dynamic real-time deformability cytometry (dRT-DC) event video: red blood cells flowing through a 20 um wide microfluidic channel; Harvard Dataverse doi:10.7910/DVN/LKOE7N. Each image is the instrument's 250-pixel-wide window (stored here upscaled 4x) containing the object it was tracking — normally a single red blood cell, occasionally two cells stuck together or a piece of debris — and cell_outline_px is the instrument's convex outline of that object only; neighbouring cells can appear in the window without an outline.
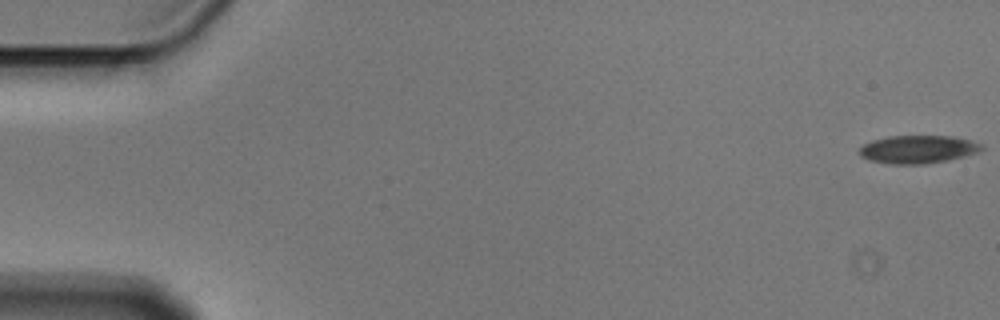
{"species": "Egyptian fruit bat (a non-hibernating species)", "species_latin": "Rousettus aegyptiacus", "temperature_condition": "cold", "stored_images_in_passage": 7, "camera_frame_rate_fps": 3000, "um_per_image_px": 0.085, "animal": {"sex": "male"}, "frame": {"image": 1, "passage_image": 1, "time_ms": 0.0, "image_size_px": [1000, 320], "cell_outline_px": [[984, 148], [976, 152], [964, 156], [948, 160], [924, 164], [888, 164], [868, 160], [860, 156], [860, 148], [864, 144], [872, 140], [888, 136], [952, 136], [984, 144]], "centroid_in_image_um": [78.0, 12.69], "position_along_channel_um": 7.0, "area_um2": 19.94}}
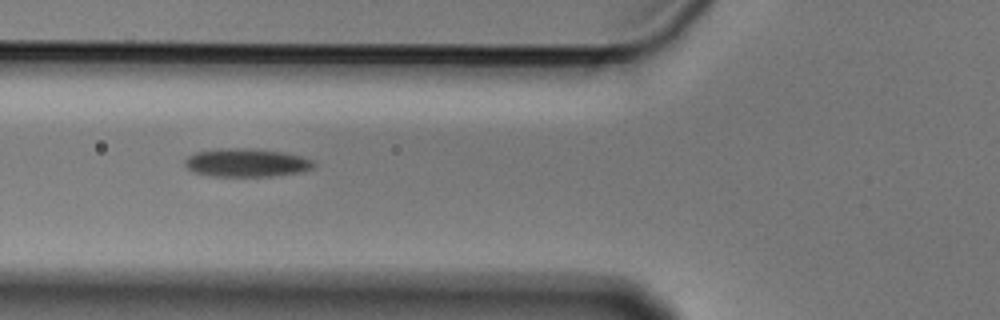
{"frame": {"image": 2, "passage_image": 6, "time_ms": 1.667, "image_size_px": [1000, 320], "cell_outline_px": [[316, 164], [312, 168], [304, 172], [272, 176], [212, 176], [192, 172], [184, 164], [184, 160], [188, 156], [196, 152], [220, 148], [248, 148], [284, 152], [300, 156], [312, 160]], "centroid_in_image_um": [20.95, 13.83], "position_along_channel_um": 104.9, "area_um2": 21.39}}
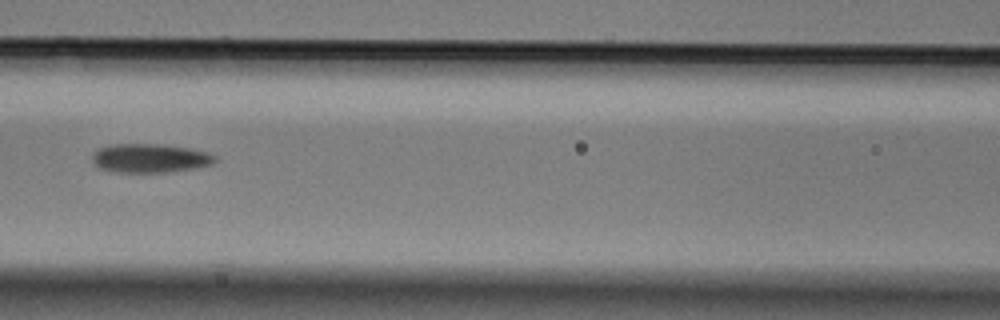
{"frame": {"image": 3, "passage_image": 7, "time_ms": 2.0, "image_size_px": [1000, 320], "cell_outline_px": [[216, 160], [212, 164], [196, 168], [168, 172], [116, 172], [100, 168], [92, 160], [92, 152], [96, 148], [112, 144], [164, 144], [188, 148], [208, 152], [216, 156]], "centroid_in_image_um": [12.74, 13.43], "position_along_channel_um": 153.9, "area_um2": 20.81}}